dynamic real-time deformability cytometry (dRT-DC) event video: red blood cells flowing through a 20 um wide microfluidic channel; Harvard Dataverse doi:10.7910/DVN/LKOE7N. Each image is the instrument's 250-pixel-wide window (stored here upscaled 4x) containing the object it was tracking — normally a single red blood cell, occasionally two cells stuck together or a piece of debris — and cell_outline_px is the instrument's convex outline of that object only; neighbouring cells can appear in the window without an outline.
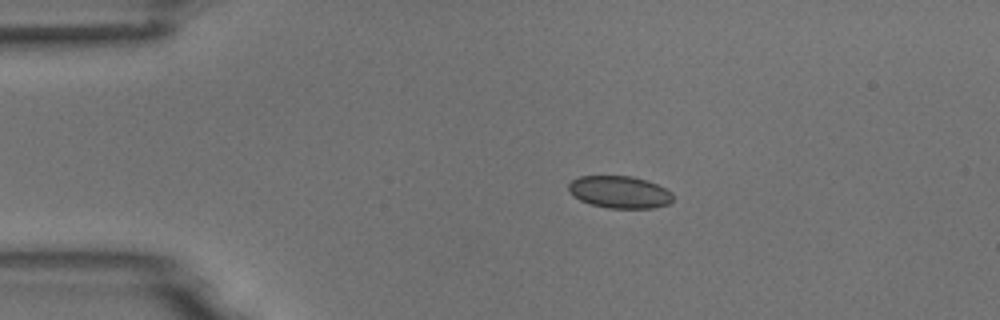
{"species": "common noctule bat (a hibernating species)", "species_latin": "Nyctalus noctula", "temperature_condition": "room temperature", "stored_images_in_passage": 19, "camera_frame_rate_fps": 3000, "um_per_image_px": 0.085, "animal": {"sex": "male", "body_mass_g": 18.8}, "frame": {"image": 1, "passage_image": 1, "time_ms": 0.0, "image_size_px": [1000, 320], "cell_outline_px": [[672, 200], [668, 204], [652, 208], [608, 208], [592, 204], [580, 200], [568, 192], [568, 184], [572, 180], [580, 176], [632, 176], [648, 180], [672, 192]], "centroid_in_image_um": [52.65, 16.32], "position_along_channel_um": 32.4, "area_um2": 19.59}}